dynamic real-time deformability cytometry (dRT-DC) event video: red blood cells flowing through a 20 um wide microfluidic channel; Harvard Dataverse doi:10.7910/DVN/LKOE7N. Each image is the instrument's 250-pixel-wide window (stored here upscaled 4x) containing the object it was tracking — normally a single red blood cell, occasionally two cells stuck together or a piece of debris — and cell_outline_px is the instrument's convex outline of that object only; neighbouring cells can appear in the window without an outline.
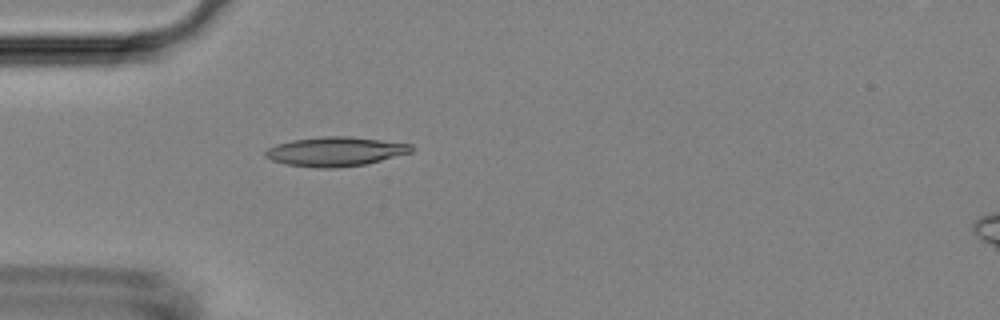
{"species": "Egyptian fruit bat (a non-hibernating species)", "species_latin": "Rousettus aegyptiacus", "temperature_condition": "room temperature", "stored_images_in_passage": 2, "camera_frame_rate_fps": 3000, "um_per_image_px": 0.085, "animal": {"sex": "female"}, "frame": {"image": 1, "passage_image": 2, "time_ms": 0.333, "image_size_px": [1000, 320], "cell_outline_px": [[416, 148], [412, 152], [364, 164], [336, 168], [316, 168], [284, 164], [272, 160], [264, 156], [264, 152], [268, 148], [276, 144], [292, 140], [320, 136], [348, 136], [412, 144]], "centroid_in_image_um": [28.48, 12.88], "position_along_channel_um": 56.5, "area_um2": 24.97}}